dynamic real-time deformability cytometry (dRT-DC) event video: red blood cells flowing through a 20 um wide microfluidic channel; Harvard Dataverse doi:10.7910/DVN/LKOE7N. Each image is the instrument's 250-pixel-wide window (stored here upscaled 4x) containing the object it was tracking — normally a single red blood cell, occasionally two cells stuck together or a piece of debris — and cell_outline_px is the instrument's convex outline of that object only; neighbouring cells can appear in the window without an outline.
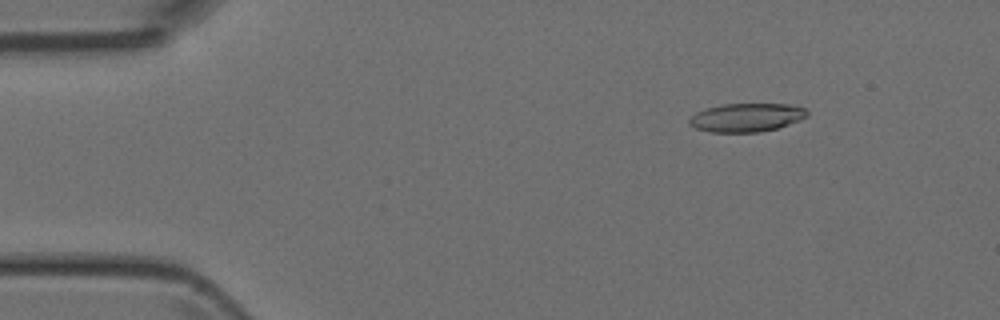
{"species": "Egyptian fruit bat (a non-hibernating species)", "species_latin": "Rousettus aegyptiacus", "temperature_condition": "room temperature", "stored_images_in_passage": 6, "camera_frame_rate_fps": 3000, "um_per_image_px": 0.085, "animal": {"sex": "female"}, "frame": {"image": 1, "passage_image": 2, "time_ms": 2.0, "image_size_px": [1000, 320], "cell_outline_px": [[808, 116], [800, 120], [776, 128], [760, 132], [708, 132], [696, 128], [688, 124], [688, 120], [696, 112], [720, 104], [788, 104], [804, 108], [808, 112]], "centroid_in_image_um": [63.44, 9.99], "position_along_channel_um": 21.6, "area_um2": 19.54}}
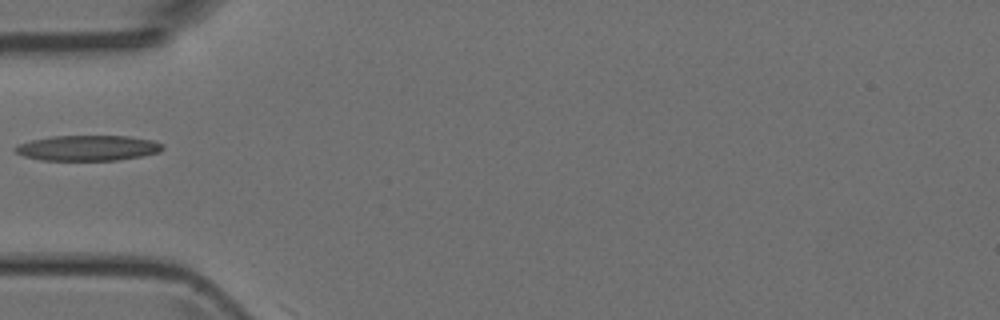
{"frame": {"image": 2, "passage_image": 5, "time_ms": 5.333, "image_size_px": [1000, 320], "cell_outline_px": [[164, 148], [160, 152], [120, 160], [40, 160], [24, 156], [16, 152], [12, 148], [16, 144], [32, 140], [52, 136], [128, 136], [152, 140], [164, 144]], "centroid_in_image_um": [7.46, 12.58], "position_along_channel_um": 77.5, "area_um2": 21.91}}
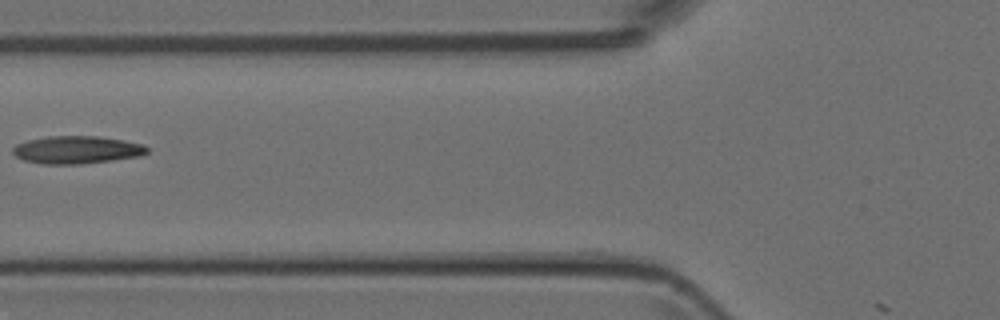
{"frame": {"image": 3, "passage_image": 6, "time_ms": 6.333, "image_size_px": [1000, 320], "cell_outline_px": [[148, 152], [140, 156], [80, 164], [44, 164], [24, 160], [16, 156], [12, 152], [12, 148], [16, 144], [28, 140], [48, 136], [100, 136], [124, 140], [144, 144], [148, 148]], "centroid_in_image_um": [6.53, 12.72], "position_along_channel_um": 119.3, "area_um2": 21.68}}